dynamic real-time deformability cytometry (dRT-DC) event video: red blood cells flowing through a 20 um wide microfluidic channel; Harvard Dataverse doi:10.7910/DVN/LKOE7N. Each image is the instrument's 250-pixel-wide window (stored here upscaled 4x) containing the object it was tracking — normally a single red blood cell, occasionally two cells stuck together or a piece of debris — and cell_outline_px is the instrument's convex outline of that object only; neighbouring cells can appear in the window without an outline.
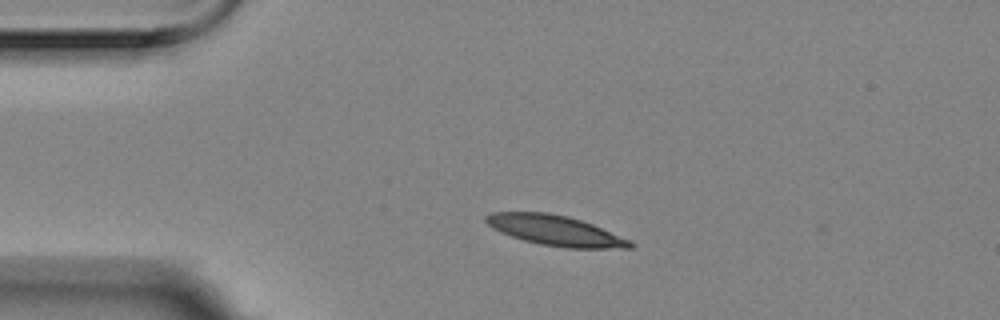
{"species": "Egyptian fruit bat (a non-hibernating species)", "species_latin": "Rousettus aegyptiacus", "temperature_condition": "room temperature", "stored_images_in_passage": 3, "camera_frame_rate_fps": 3000, "um_per_image_px": 0.085, "animal": {"sex": "female"}, "frame": {"image": 1, "passage_image": 1, "time_ms": 0.0, "image_size_px": [1000, 320], "cell_outline_px": [[636, 244], [632, 248], [568, 248], [540, 244], [524, 240], [500, 232], [492, 228], [484, 220], [484, 216], [492, 212], [548, 212], [568, 216], [592, 224], [632, 240]], "centroid_in_image_um": [47.22, 19.59], "position_along_channel_um": 37.8, "area_um2": 25.43}}